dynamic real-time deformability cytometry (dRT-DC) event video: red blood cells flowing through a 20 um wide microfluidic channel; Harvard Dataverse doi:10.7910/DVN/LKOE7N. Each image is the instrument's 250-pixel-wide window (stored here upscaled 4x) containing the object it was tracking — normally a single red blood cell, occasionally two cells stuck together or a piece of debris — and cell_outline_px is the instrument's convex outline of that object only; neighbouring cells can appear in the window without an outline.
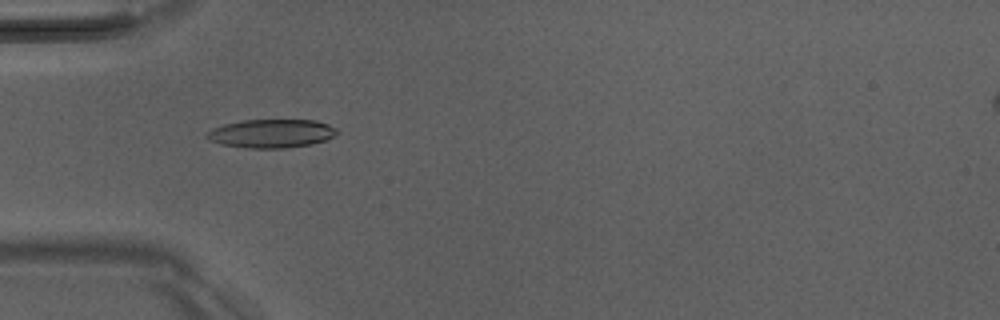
{"species": "Egyptian fruit bat (a non-hibernating species)", "species_latin": "Rousettus aegyptiacus", "temperature_condition": "room temperature", "stored_images_in_passage": 52, "camera_frame_rate_fps": 3000, "um_per_image_px": 0.085, "animal": {"sex": "male"}, "frame": {"image": 1, "passage_image": 17, "time_ms": 5.333, "image_size_px": [1000, 320], "cell_outline_px": [[340, 132], [324, 140], [312, 144], [284, 148], [244, 148], [220, 144], [208, 140], [204, 136], [204, 132], [212, 128], [224, 124], [244, 120], [316, 120], [328, 124], [336, 128]], "centroid_in_image_um": [23.01, 11.35], "position_along_channel_um": 62.0, "area_um2": 21.85}}
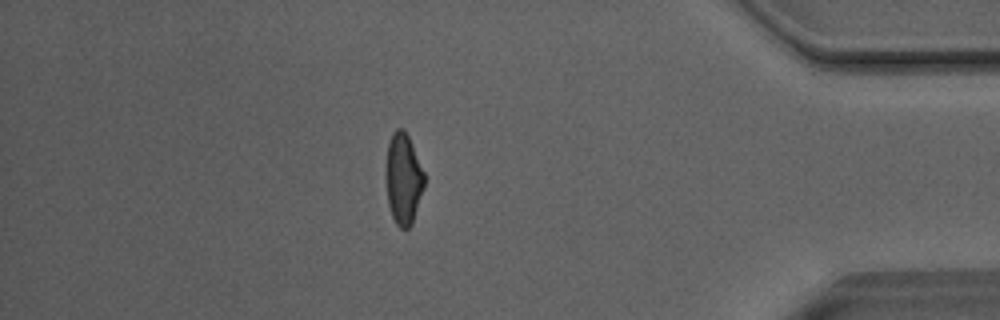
{"frame": {"image": 2, "passage_image": 45, "time_ms": 14.667, "image_size_px": [1000, 320], "cell_outline_px": [[424, 188], [412, 224], [408, 228], [400, 228], [396, 224], [392, 216], [388, 204], [388, 144], [392, 132], [396, 128], [404, 128], [408, 136], [424, 172]], "centroid_in_image_um": [34.32, 15.21], "position_along_channel_um": 400.9, "area_um2": 19.77}}
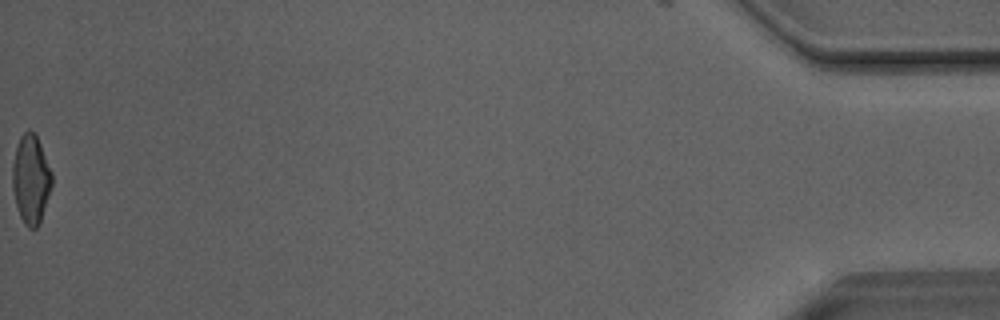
{"frame": {"image": 3, "passage_image": 52, "time_ms": 17.0, "image_size_px": [1000, 320], "cell_outline_px": [[52, 188], [40, 224], [36, 228], [28, 228], [24, 224], [20, 216], [16, 204], [12, 188], [12, 164], [16, 148], [20, 136], [28, 128], [36, 136], [40, 144], [52, 172]], "centroid_in_image_um": [2.63, 15.27], "position_along_channel_um": 432.6, "area_um2": 20.58}, "authors_computed_cell_mechanics": {"area_um2": 21.0681, "velocity_mm_per_s": 4.0694, "shape_relaxation_time_tau1_ms": 5.9082, "shape_relaxation_time_tau2_ms": 1.6198, "deformation_change_tau1": 0.195, "deformation_change_tau2": 0.0793}}